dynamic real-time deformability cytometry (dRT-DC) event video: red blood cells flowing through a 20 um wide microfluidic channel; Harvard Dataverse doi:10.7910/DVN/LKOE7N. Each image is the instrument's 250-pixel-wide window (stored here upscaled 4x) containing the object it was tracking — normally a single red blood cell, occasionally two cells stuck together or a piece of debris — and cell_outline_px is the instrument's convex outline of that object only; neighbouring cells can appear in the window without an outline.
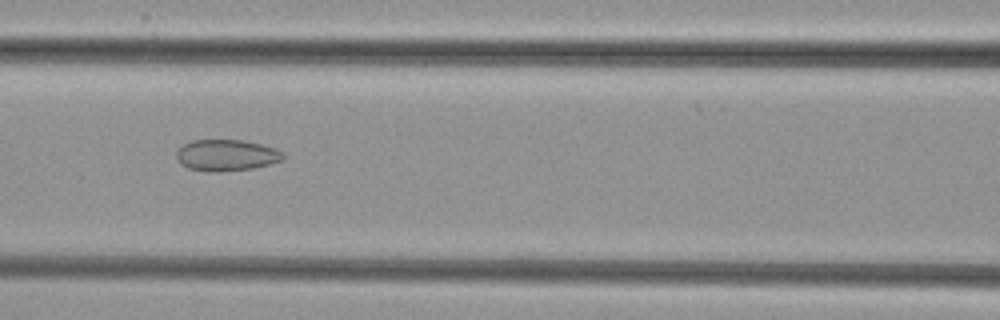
{"species": "common noctule bat (a hibernating species)", "species_latin": "Nyctalus noctula", "temperature_condition": "cold", "stored_images_in_passage": 35, "camera_frame_rate_fps": 3000, "um_per_image_px": 0.085, "animal": {"sex": "female", "body_mass_g": 29.2, "forearm_length_mm": 56.3}, "frame": {"image": 1, "passage_image": 6, "time_ms": 1.667, "image_size_px": [1000, 320], "cell_outline_px": [[284, 160], [252, 168], [216, 172], [188, 168], [180, 164], [176, 160], [176, 152], [184, 144], [192, 140], [244, 140], [276, 148], [284, 152]], "centroid_in_image_um": [19.25, 13.19], "position_along_channel_um": 147.4, "area_um2": 19.48}}
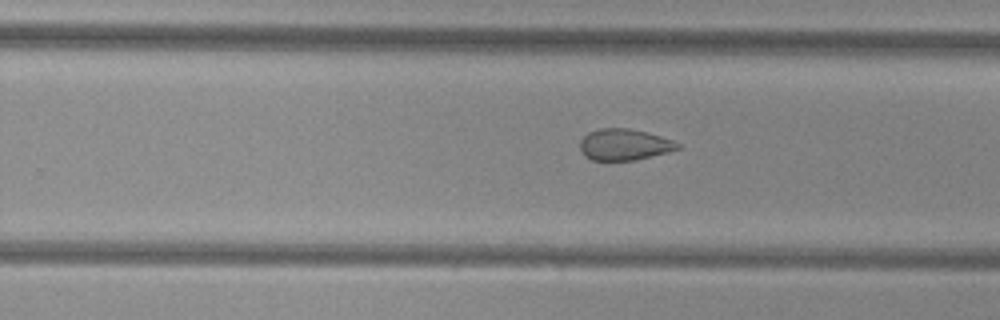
{"frame": {"image": 2, "passage_image": 16, "time_ms": 5.0, "image_size_px": [1000, 320], "cell_outline_px": [[684, 148], [636, 160], [592, 160], [584, 156], [580, 148], [580, 140], [588, 132], [600, 128], [628, 128], [660, 136], [672, 140], [680, 144]], "centroid_in_image_um": [53.07, 12.29], "position_along_channel_um": 276.7, "area_um2": 17.86}}
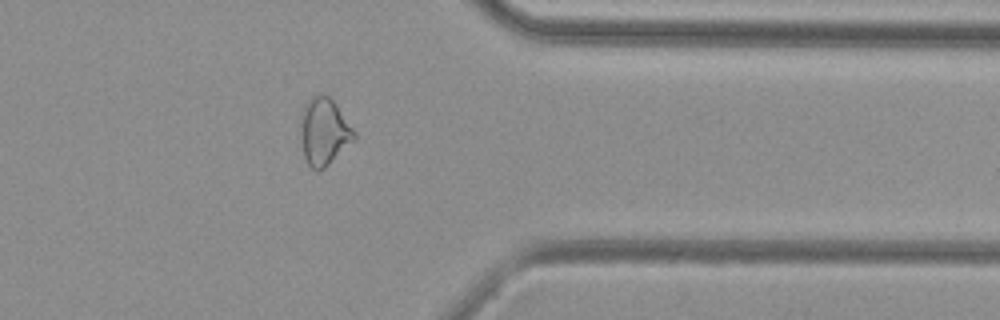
{"frame": {"image": 3, "passage_image": 25, "time_ms": 8.0, "image_size_px": [1000, 320], "cell_outline_px": [[356, 140], [320, 172], [316, 172], [308, 164], [304, 156], [300, 136], [300, 120], [304, 104], [312, 96], [328, 96], [336, 104], [356, 132]], "centroid_in_image_um": [27.55, 11.23], "position_along_channel_um": 383.9, "area_um2": 21.15}}